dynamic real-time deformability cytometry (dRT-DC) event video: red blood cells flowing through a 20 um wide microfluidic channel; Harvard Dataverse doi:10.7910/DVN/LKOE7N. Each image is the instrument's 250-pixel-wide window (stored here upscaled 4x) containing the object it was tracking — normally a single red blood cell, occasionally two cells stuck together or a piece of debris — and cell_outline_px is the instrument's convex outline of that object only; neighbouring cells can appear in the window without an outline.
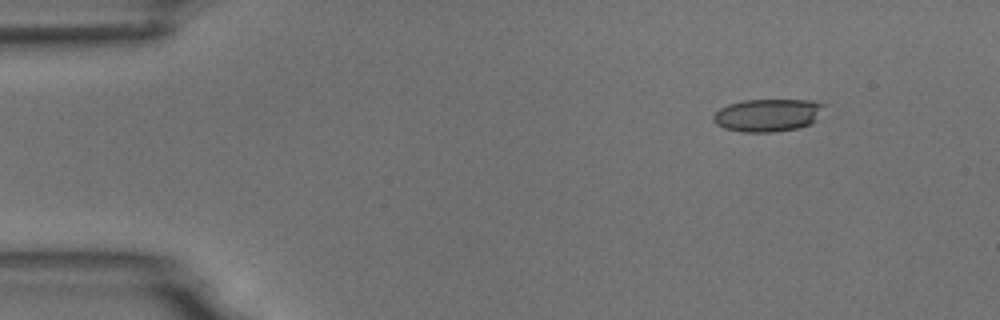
{"species": "common noctule bat (a hibernating species)", "species_latin": "Nyctalus noctula", "temperature_condition": "room temperature", "stored_images_in_passage": 4, "segment_of_instrument_passage": [2, 2], "camera_frame_rate_fps": 3000, "um_per_image_px": 0.085, "animal": {"sex": "male", "body_mass_g": 18.8}, "frame": {"image": 1, "passage_image": 4, "time_ms": 3.667, "image_size_px": [1000, 320], "cell_outline_px": [[828, 104], [816, 120], [812, 124], [796, 128], [772, 132], [744, 132], [724, 128], [716, 124], [712, 120], [712, 116], [720, 108], [728, 104], [744, 100], [816, 100]], "centroid_in_image_um": [65.3, 9.78], "position_along_channel_um": 19.7, "area_um2": 21.39}}